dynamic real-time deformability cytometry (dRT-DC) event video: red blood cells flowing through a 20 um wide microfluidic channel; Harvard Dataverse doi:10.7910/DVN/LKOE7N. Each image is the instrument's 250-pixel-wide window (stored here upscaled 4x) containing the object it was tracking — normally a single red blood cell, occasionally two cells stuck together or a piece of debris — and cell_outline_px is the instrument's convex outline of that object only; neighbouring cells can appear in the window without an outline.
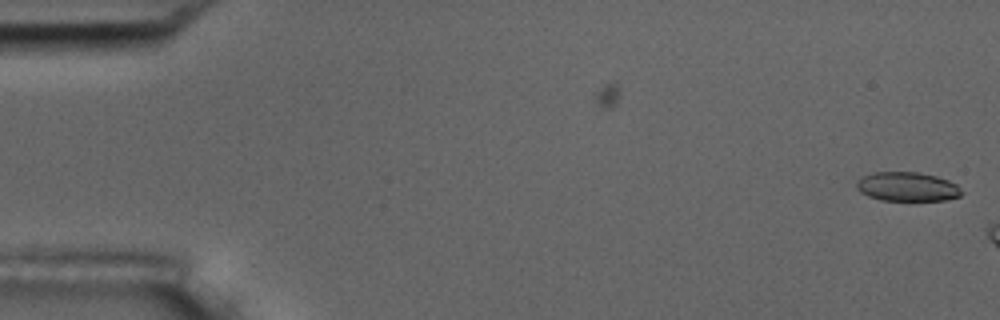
{"species": "common noctule bat (a hibernating species)", "species_latin": "Nyctalus noctula", "temperature_condition": "room temperature", "stored_images_in_passage": 6, "camera_frame_rate_fps": 3000, "um_per_image_px": 0.085, "animal": {"sex": "male", "body_mass_g": 17.5, "forearm_length_mm": 52.3}, "frame": {"image": 1, "passage_image": 1, "time_ms": 0.0, "image_size_px": [1000, 320], "cell_outline_px": [[964, 192], [960, 196], [944, 200], [880, 200], [868, 196], [860, 192], [856, 188], [856, 180], [860, 176], [872, 172], [916, 172], [936, 176], [948, 180], [956, 184]], "centroid_in_image_um": [77.08, 15.86], "position_along_channel_um": 7.9, "area_um2": 17.98}}